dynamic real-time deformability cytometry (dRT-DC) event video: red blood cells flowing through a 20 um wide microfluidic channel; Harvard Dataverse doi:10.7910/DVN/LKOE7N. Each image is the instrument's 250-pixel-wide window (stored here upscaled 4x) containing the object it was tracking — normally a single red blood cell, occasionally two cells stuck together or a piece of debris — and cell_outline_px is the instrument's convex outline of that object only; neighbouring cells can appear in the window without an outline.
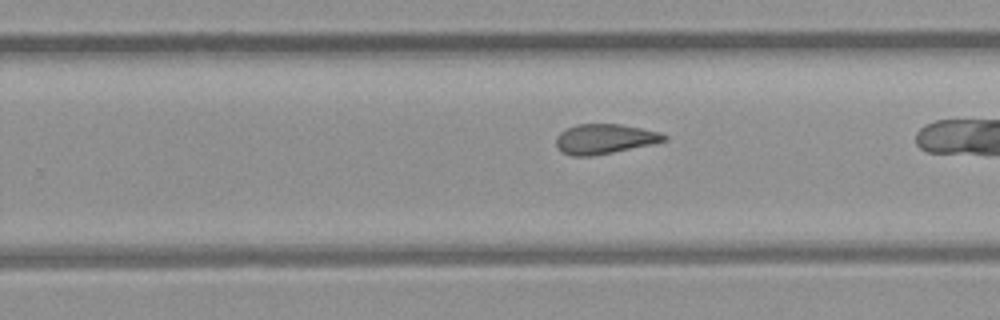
{"species": "common noctule bat (a hibernating species)", "species_latin": "Nyctalus noctula", "temperature_condition": "room temperature", "stored_images_in_passage": 24, "camera_frame_rate_fps": 3000, "um_per_image_px": 0.085, "animal": {"sex": "female", "body_mass_g": 21.9}, "frame": {"image": 1, "passage_image": 17, "time_ms": 5.333, "image_size_px": [1000, 320], "cell_outline_px": [[668, 140], [652, 144], [592, 156], [572, 156], [564, 152], [556, 144], [556, 136], [560, 132], [576, 124], [620, 124], [660, 132], [668, 136]], "centroid_in_image_um": [51.41, 11.8], "position_along_channel_um": 278.4, "area_um2": 18.61}}